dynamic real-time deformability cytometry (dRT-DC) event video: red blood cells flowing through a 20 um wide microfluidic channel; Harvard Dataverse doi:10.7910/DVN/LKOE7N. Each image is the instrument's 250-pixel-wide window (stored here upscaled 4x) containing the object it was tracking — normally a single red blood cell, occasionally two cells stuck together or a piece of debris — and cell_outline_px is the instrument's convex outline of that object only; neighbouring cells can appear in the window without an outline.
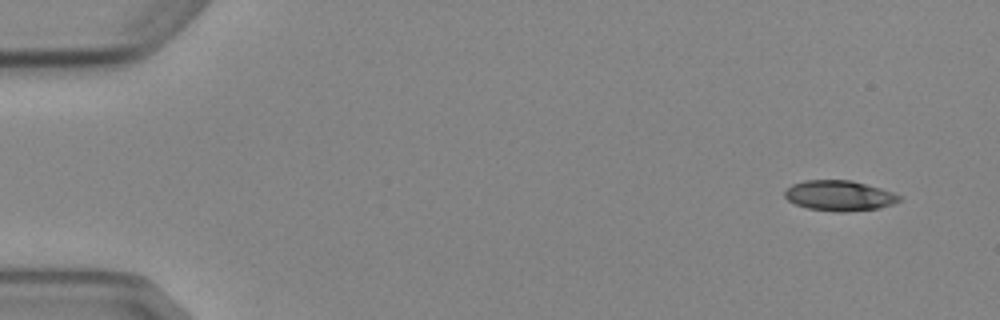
{"species": "Egyptian fruit bat (a non-hibernating species)", "species_latin": "Rousettus aegyptiacus", "temperature_condition": "cold", "stored_images_in_passage": 6, "camera_frame_rate_fps": 3000, "um_per_image_px": 0.085, "animal": {"sex": "female"}, "frame": {"image": 1, "passage_image": 1, "time_ms": 0.0, "image_size_px": [1000, 320], "cell_outline_px": [[904, 196], [900, 200], [892, 204], [880, 208], [844, 212], [840, 212], [808, 208], [796, 204], [788, 200], [784, 196], [784, 192], [792, 184], [804, 180], [852, 180], [880, 188]], "centroid_in_image_um": [71.36, 16.62], "position_along_channel_um": 13.6, "area_um2": 20.23}}
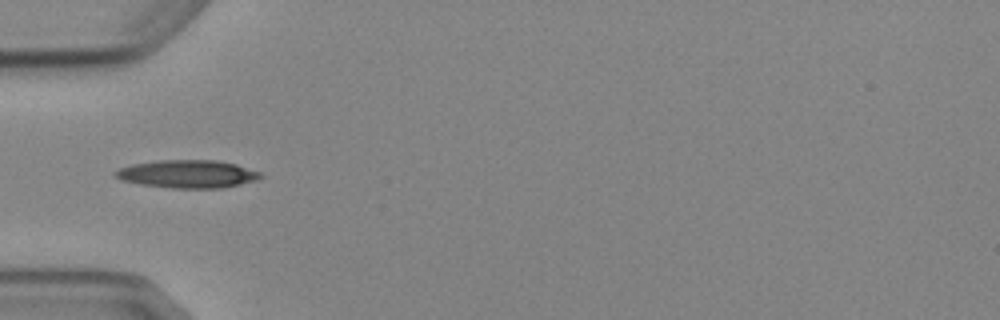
{"frame": {"image": 2, "passage_image": 5, "time_ms": 4.667, "image_size_px": [1000, 320], "cell_outline_px": [[264, 176], [256, 180], [240, 184], [220, 188], [172, 188], [140, 184], [120, 180], [112, 172], [120, 168], [132, 164], [160, 160], [216, 160], [236, 164], [260, 172]], "centroid_in_image_um": [15.93, 14.79], "position_along_channel_um": 69.1, "area_um2": 23.58}}
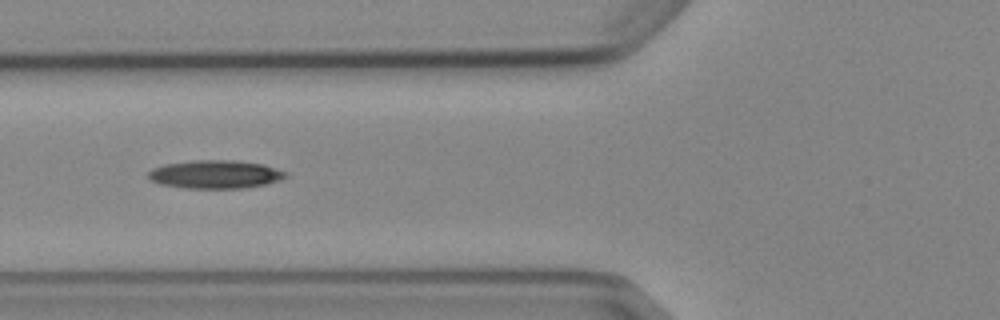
{"frame": {"image": 3, "passage_image": 6, "time_ms": 5.667, "image_size_px": [1000, 320], "cell_outline_px": [[288, 176], [280, 180], [268, 184], [244, 188], [184, 188], [160, 184], [152, 180], [148, 176], [148, 172], [152, 168], [164, 164], [192, 160], [236, 160], [264, 164], [288, 172]], "centroid_in_image_um": [18.34, 14.81], "position_along_channel_um": 107.5, "area_um2": 22.89}}